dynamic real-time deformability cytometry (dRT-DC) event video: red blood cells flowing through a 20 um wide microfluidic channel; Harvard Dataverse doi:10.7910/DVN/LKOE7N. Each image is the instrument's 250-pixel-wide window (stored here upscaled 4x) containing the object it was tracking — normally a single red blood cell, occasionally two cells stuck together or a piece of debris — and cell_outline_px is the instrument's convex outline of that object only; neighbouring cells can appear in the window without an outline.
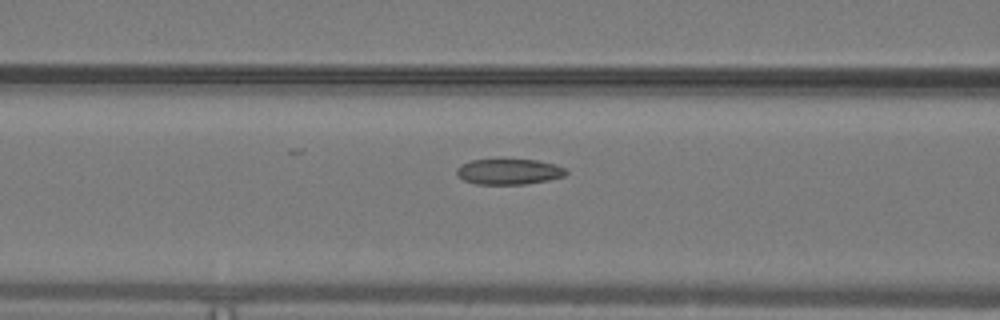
{"species": "common noctule bat (a hibernating species)", "species_latin": "Nyctalus noctula", "temperature_condition": "warm", "stored_images_in_passage": 27, "camera_frame_rate_fps": 3000, "um_per_image_px": 0.085, "animal": {"sex": "male", "body_mass_g": 19.2, "forearm_length_mm": 51.8}, "frame": {"image": 1, "passage_image": 6, "time_ms": 1.667, "image_size_px": [1000, 320], "cell_outline_px": [[568, 172], [564, 176], [548, 180], [524, 184], [476, 184], [464, 180], [456, 176], [456, 168], [460, 164], [472, 160], [536, 160], [556, 164], [564, 168]], "centroid_in_image_um": [43.23, 14.59], "position_along_channel_um": 123.4, "area_um2": 16.3}}
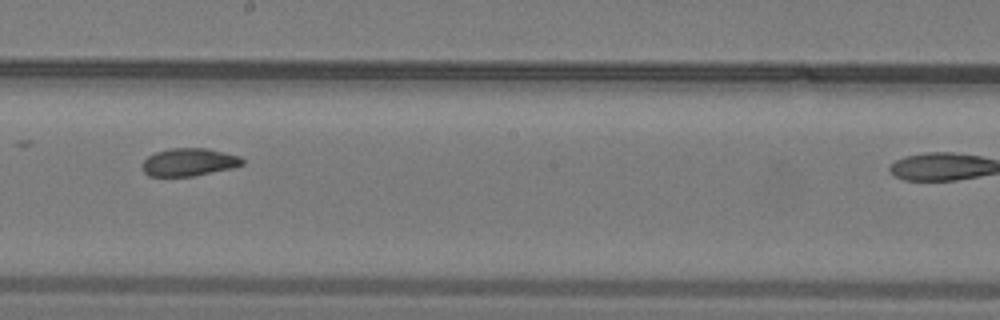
{"frame": {"image": 2, "passage_image": 14, "time_ms": 4.333, "image_size_px": [1000, 320], "cell_outline_px": [[244, 164], [232, 168], [192, 176], [148, 176], [144, 172], [140, 164], [148, 156], [156, 152], [172, 148], [208, 148], [240, 156], [244, 160]], "centroid_in_image_um": [16.05, 13.78], "position_along_channel_um": 232.1, "area_um2": 16.24}}
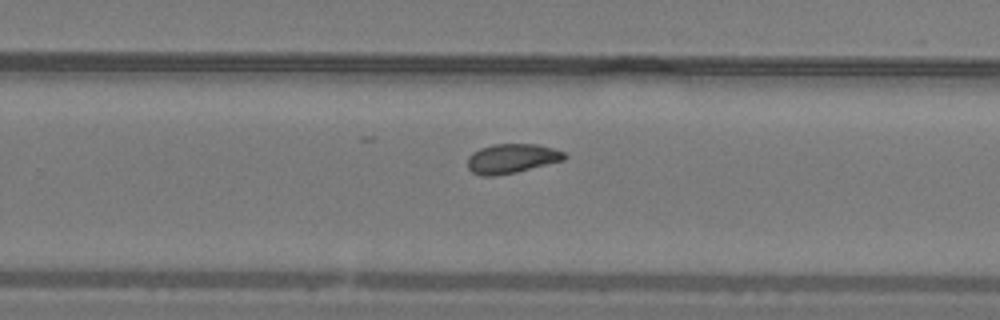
{"frame": {"image": 3, "passage_image": 18, "time_ms": 5.667, "image_size_px": [1000, 320], "cell_outline_px": [[568, 156], [564, 160], [516, 172], [496, 176], [480, 176], [472, 172], [468, 168], [468, 156], [472, 152], [480, 148], [492, 144], [536, 144], [552, 148], [564, 152]], "centroid_in_image_um": [43.47, 13.48], "position_along_channel_um": 286.3, "area_um2": 16.7}}